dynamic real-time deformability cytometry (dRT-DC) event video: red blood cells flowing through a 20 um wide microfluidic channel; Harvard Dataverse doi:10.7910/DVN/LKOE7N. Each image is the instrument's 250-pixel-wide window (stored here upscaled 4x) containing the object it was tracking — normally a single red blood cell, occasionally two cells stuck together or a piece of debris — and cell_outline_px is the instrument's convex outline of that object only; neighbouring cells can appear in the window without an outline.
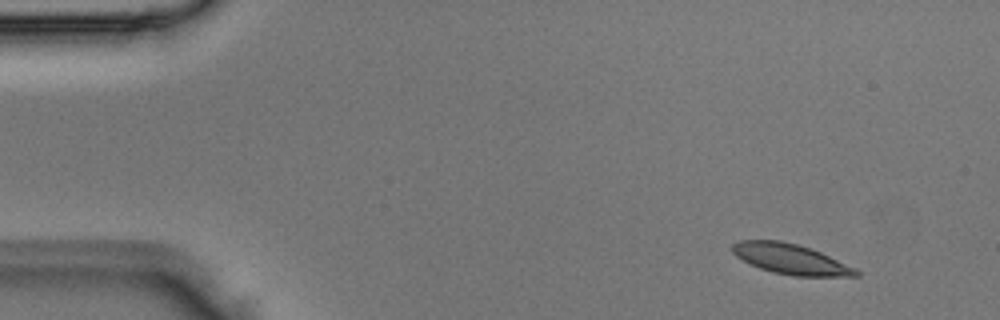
{"species": "Egyptian fruit bat (a non-hibernating species)", "species_latin": "Rousettus aegyptiacus", "temperature_condition": "room temperature", "stored_images_in_passage": 3, "camera_frame_rate_fps": 3000, "um_per_image_px": 0.085, "animal": {"sex": "male"}, "frame": {"image": 1, "passage_image": 1, "time_ms": 0.0, "image_size_px": [1000, 320], "cell_outline_px": [[860, 276], [792, 276], [772, 272], [760, 268], [736, 256], [732, 252], [732, 244], [740, 240], [780, 240], [812, 248], [856, 268], [860, 272]], "centroid_in_image_um": [67.23, 22.02], "position_along_channel_um": 17.8, "area_um2": 21.79}}